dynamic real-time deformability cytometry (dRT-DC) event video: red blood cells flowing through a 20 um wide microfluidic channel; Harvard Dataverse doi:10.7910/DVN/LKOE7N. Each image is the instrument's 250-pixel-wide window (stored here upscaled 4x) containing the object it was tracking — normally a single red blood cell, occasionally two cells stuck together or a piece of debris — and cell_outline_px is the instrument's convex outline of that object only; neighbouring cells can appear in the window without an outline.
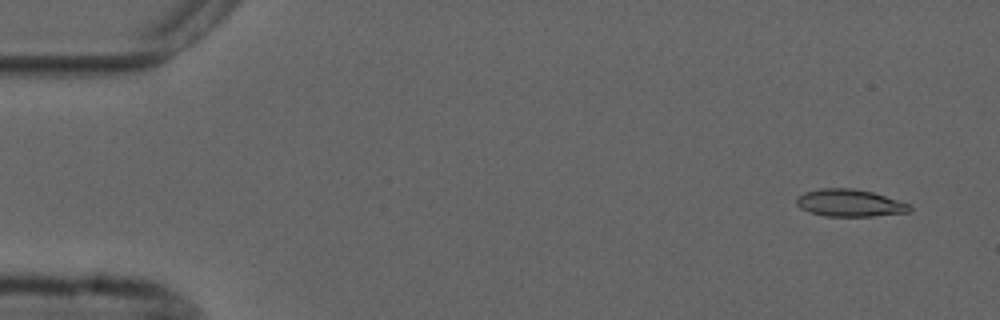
{"species": "common noctule bat (a hibernating species)", "species_latin": "Nyctalus noctula", "temperature_condition": "cold", "stored_images_in_passage": 7, "camera_frame_rate_fps": 3000, "um_per_image_px": 0.085, "animal": {"sex": "male", "forearm_length_mm": 52.5}, "frame": {"image": 1, "passage_image": 1, "time_ms": 0.0, "image_size_px": [1000, 320], "cell_outline_px": [[912, 212], [872, 216], [824, 216], [808, 212], [800, 208], [796, 204], [796, 196], [804, 192], [820, 188], [852, 188], [872, 192], [912, 204]], "centroid_in_image_um": [72.23, 17.25], "position_along_channel_um": 12.8, "area_um2": 18.26}}
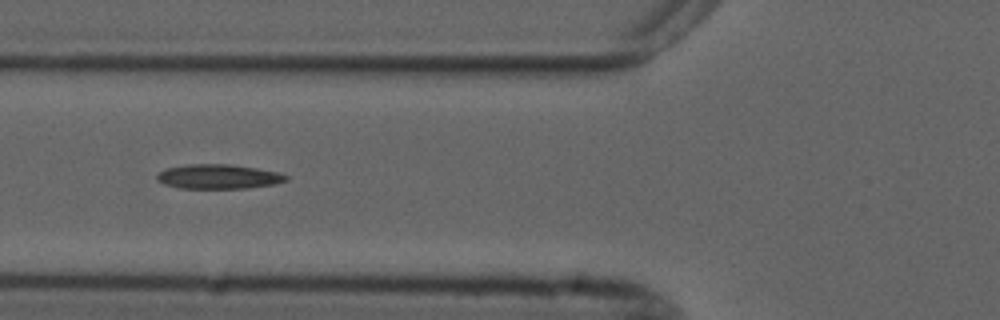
{"frame": {"image": 2, "passage_image": 6, "time_ms": 5.667, "image_size_px": [1000, 320], "cell_outline_px": [[288, 180], [272, 184], [248, 188], [180, 188], [164, 184], [156, 180], [156, 176], [160, 172], [168, 168], [188, 164], [232, 164], [256, 168], [276, 172], [288, 176]], "centroid_in_image_um": [18.55, 15.01], "position_along_channel_um": 107.3, "area_um2": 18.26}}
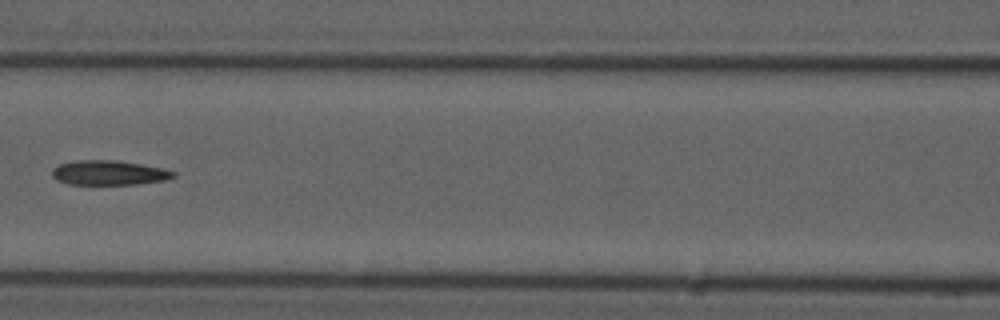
{"frame": {"image": 3, "passage_image": 7, "time_ms": 7.0, "image_size_px": [1000, 320], "cell_outline_px": [[176, 176], [164, 180], [132, 184], [68, 184], [56, 180], [52, 176], [52, 172], [60, 164], [76, 160], [116, 160], [140, 164], [160, 168], [176, 172]], "centroid_in_image_um": [9.24, 14.68], "position_along_channel_um": 157.4, "area_um2": 17.11}}